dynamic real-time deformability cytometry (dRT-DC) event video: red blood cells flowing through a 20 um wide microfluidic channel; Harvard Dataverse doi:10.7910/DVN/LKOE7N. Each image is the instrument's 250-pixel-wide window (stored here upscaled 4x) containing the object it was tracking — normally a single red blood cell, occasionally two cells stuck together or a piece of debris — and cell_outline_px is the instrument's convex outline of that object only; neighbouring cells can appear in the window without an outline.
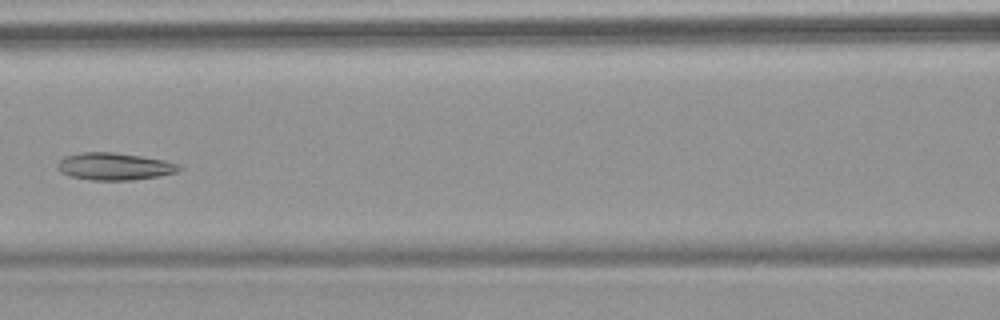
{"species": "common noctule bat (a hibernating species)", "species_latin": "Nyctalus noctula", "temperature_condition": "warm", "stored_images_in_passage": 5, "camera_frame_rate_fps": 3000, "um_per_image_px": 0.085, "animal": {"sex": "female", "body_mass_g": 18.4}, "frame": {"image": 1, "passage_image": 4, "time_ms": 3.667, "image_size_px": [1000, 320], "cell_outline_px": [[184, 168], [176, 172], [160, 176], [132, 180], [92, 180], [68, 176], [60, 172], [56, 168], [56, 164], [64, 156], [80, 152], [112, 152], [140, 156], [164, 160], [180, 164]], "centroid_in_image_um": [9.71, 14.15], "position_along_channel_um": 156.9, "area_um2": 19.54}}
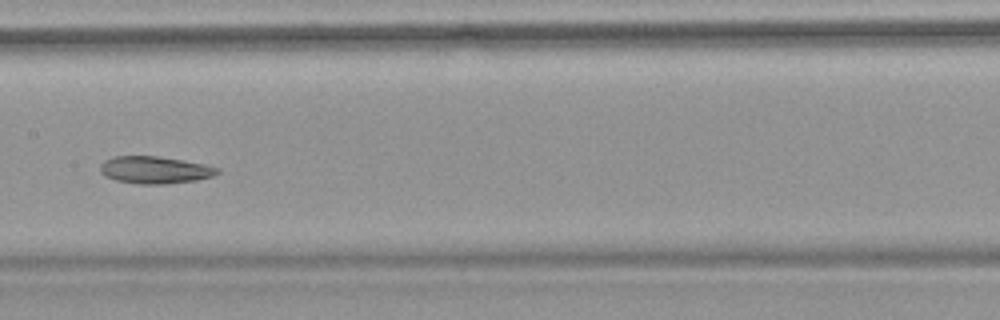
{"frame": {"image": 2, "passage_image": 5, "time_ms": 4.667, "image_size_px": [1000, 320], "cell_outline_px": [[220, 172], [212, 176], [196, 180], [168, 184], [140, 184], [116, 180], [104, 176], [100, 172], [100, 164], [104, 160], [112, 156], [156, 156], [184, 160], [204, 164], [220, 168]], "centroid_in_image_um": [13.15, 14.44], "position_along_channel_um": 194.3, "area_um2": 18.73}}